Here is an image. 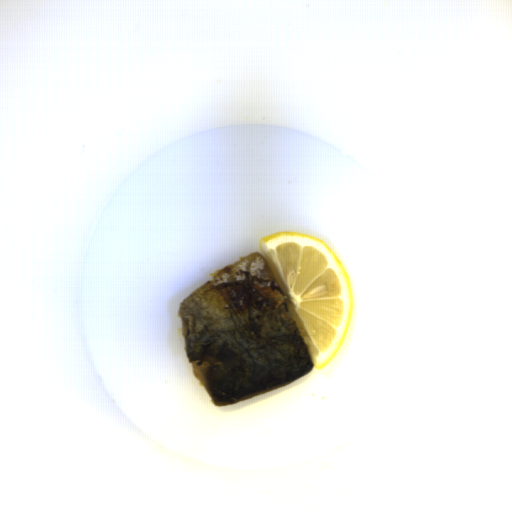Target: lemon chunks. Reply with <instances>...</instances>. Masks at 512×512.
Instances as JSON below:
<instances>
[{"label": "lemon chunks", "instance_id": "obj_1", "mask_svg": "<svg viewBox=\"0 0 512 512\" xmlns=\"http://www.w3.org/2000/svg\"><path fill=\"white\" fill-rule=\"evenodd\" d=\"M289 303L315 370L336 359L351 324L354 296L346 268L323 240L282 231L259 241Z\"/></svg>", "mask_w": 512, "mask_h": 512}]
</instances>
